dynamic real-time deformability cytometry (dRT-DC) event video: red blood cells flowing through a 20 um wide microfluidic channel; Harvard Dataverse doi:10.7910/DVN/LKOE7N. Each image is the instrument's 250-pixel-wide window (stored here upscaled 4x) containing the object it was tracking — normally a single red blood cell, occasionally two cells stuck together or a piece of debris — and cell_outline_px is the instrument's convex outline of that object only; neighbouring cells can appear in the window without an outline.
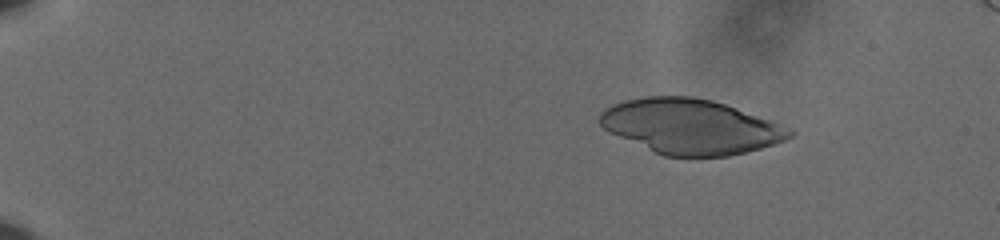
{"species": "human", "species_latin": "Homo sapiens", "temperature_condition": "cold", "stored_images_in_passage": 48, "camera_frame_rate_fps": 3000, "um_per_image_px": 0.085, "donor": {"sex": "male"}, "frame": {"image": 1, "passage_image": 10, "time_ms": 3.0, "image_size_px": [1000, 240], "cell_outline_px": [[796, 132], [792, 136], [784, 140], [760, 148], [728, 156], [664, 156], [608, 132], [600, 124], [600, 112], [604, 108], [612, 104], [624, 100], [644, 96], [692, 96], [712, 100], [772, 120], [792, 128]], "centroid_in_image_um": [58.69, 10.74], "position_along_channel_um": 26.3, "area_um2": 60.63}}